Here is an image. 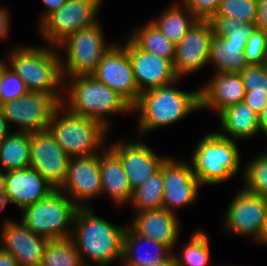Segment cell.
<instances>
[{
  "instance_id": "cell-42",
  "label": "cell",
  "mask_w": 267,
  "mask_h": 266,
  "mask_svg": "<svg viewBox=\"0 0 267 266\" xmlns=\"http://www.w3.org/2000/svg\"><path fill=\"white\" fill-rule=\"evenodd\" d=\"M4 6H0V39H6L10 33V14Z\"/></svg>"
},
{
  "instance_id": "cell-45",
  "label": "cell",
  "mask_w": 267,
  "mask_h": 266,
  "mask_svg": "<svg viewBox=\"0 0 267 266\" xmlns=\"http://www.w3.org/2000/svg\"><path fill=\"white\" fill-rule=\"evenodd\" d=\"M260 132L267 136V106L258 114Z\"/></svg>"
},
{
  "instance_id": "cell-23",
  "label": "cell",
  "mask_w": 267,
  "mask_h": 266,
  "mask_svg": "<svg viewBox=\"0 0 267 266\" xmlns=\"http://www.w3.org/2000/svg\"><path fill=\"white\" fill-rule=\"evenodd\" d=\"M130 226L140 235L163 243L172 251L179 240L180 220L177 214L164 208L136 212Z\"/></svg>"
},
{
  "instance_id": "cell-3",
  "label": "cell",
  "mask_w": 267,
  "mask_h": 266,
  "mask_svg": "<svg viewBox=\"0 0 267 266\" xmlns=\"http://www.w3.org/2000/svg\"><path fill=\"white\" fill-rule=\"evenodd\" d=\"M176 82L142 92L132 111H138V134L149 133L200 111V89L193 92L175 88Z\"/></svg>"
},
{
  "instance_id": "cell-47",
  "label": "cell",
  "mask_w": 267,
  "mask_h": 266,
  "mask_svg": "<svg viewBox=\"0 0 267 266\" xmlns=\"http://www.w3.org/2000/svg\"><path fill=\"white\" fill-rule=\"evenodd\" d=\"M5 207H6V197L4 189V180L0 175V210L3 211Z\"/></svg>"
},
{
  "instance_id": "cell-27",
  "label": "cell",
  "mask_w": 267,
  "mask_h": 266,
  "mask_svg": "<svg viewBox=\"0 0 267 266\" xmlns=\"http://www.w3.org/2000/svg\"><path fill=\"white\" fill-rule=\"evenodd\" d=\"M180 2L170 5L159 17L150 20L175 45L198 20L192 11Z\"/></svg>"
},
{
  "instance_id": "cell-17",
  "label": "cell",
  "mask_w": 267,
  "mask_h": 266,
  "mask_svg": "<svg viewBox=\"0 0 267 266\" xmlns=\"http://www.w3.org/2000/svg\"><path fill=\"white\" fill-rule=\"evenodd\" d=\"M127 53L137 83L138 97L142 92L180 80L171 60L142 50L130 37L127 38Z\"/></svg>"
},
{
  "instance_id": "cell-15",
  "label": "cell",
  "mask_w": 267,
  "mask_h": 266,
  "mask_svg": "<svg viewBox=\"0 0 267 266\" xmlns=\"http://www.w3.org/2000/svg\"><path fill=\"white\" fill-rule=\"evenodd\" d=\"M70 157L49 130L30 133V166L56 190L64 184Z\"/></svg>"
},
{
  "instance_id": "cell-48",
  "label": "cell",
  "mask_w": 267,
  "mask_h": 266,
  "mask_svg": "<svg viewBox=\"0 0 267 266\" xmlns=\"http://www.w3.org/2000/svg\"><path fill=\"white\" fill-rule=\"evenodd\" d=\"M4 60L0 59V83H1L2 78L4 76L5 69L8 67V62L6 61V58Z\"/></svg>"
},
{
  "instance_id": "cell-12",
  "label": "cell",
  "mask_w": 267,
  "mask_h": 266,
  "mask_svg": "<svg viewBox=\"0 0 267 266\" xmlns=\"http://www.w3.org/2000/svg\"><path fill=\"white\" fill-rule=\"evenodd\" d=\"M97 80L117 92L131 106L138 100V87L127 53V40L114 43L103 55L92 74Z\"/></svg>"
},
{
  "instance_id": "cell-9",
  "label": "cell",
  "mask_w": 267,
  "mask_h": 266,
  "mask_svg": "<svg viewBox=\"0 0 267 266\" xmlns=\"http://www.w3.org/2000/svg\"><path fill=\"white\" fill-rule=\"evenodd\" d=\"M102 3L103 0H68L39 24V32L49 46L58 48L74 33L99 22Z\"/></svg>"
},
{
  "instance_id": "cell-13",
  "label": "cell",
  "mask_w": 267,
  "mask_h": 266,
  "mask_svg": "<svg viewBox=\"0 0 267 266\" xmlns=\"http://www.w3.org/2000/svg\"><path fill=\"white\" fill-rule=\"evenodd\" d=\"M214 37L209 19H198L175 45L174 70L182 79L209 64L211 40Z\"/></svg>"
},
{
  "instance_id": "cell-41",
  "label": "cell",
  "mask_w": 267,
  "mask_h": 266,
  "mask_svg": "<svg viewBox=\"0 0 267 266\" xmlns=\"http://www.w3.org/2000/svg\"><path fill=\"white\" fill-rule=\"evenodd\" d=\"M243 102L259 114L267 106V97L244 96Z\"/></svg>"
},
{
  "instance_id": "cell-34",
  "label": "cell",
  "mask_w": 267,
  "mask_h": 266,
  "mask_svg": "<svg viewBox=\"0 0 267 266\" xmlns=\"http://www.w3.org/2000/svg\"><path fill=\"white\" fill-rule=\"evenodd\" d=\"M258 0H221L213 16H223L255 24Z\"/></svg>"
},
{
  "instance_id": "cell-11",
  "label": "cell",
  "mask_w": 267,
  "mask_h": 266,
  "mask_svg": "<svg viewBox=\"0 0 267 266\" xmlns=\"http://www.w3.org/2000/svg\"><path fill=\"white\" fill-rule=\"evenodd\" d=\"M225 211L222 224L229 234L260 243L266 227L267 199L241 188Z\"/></svg>"
},
{
  "instance_id": "cell-49",
  "label": "cell",
  "mask_w": 267,
  "mask_h": 266,
  "mask_svg": "<svg viewBox=\"0 0 267 266\" xmlns=\"http://www.w3.org/2000/svg\"><path fill=\"white\" fill-rule=\"evenodd\" d=\"M152 266H176V261L175 258L173 257V255L166 261L157 264V265H152Z\"/></svg>"
},
{
  "instance_id": "cell-19",
  "label": "cell",
  "mask_w": 267,
  "mask_h": 266,
  "mask_svg": "<svg viewBox=\"0 0 267 266\" xmlns=\"http://www.w3.org/2000/svg\"><path fill=\"white\" fill-rule=\"evenodd\" d=\"M120 158L132 191L144 184L167 157L158 156L155 151L140 140L118 141L109 146Z\"/></svg>"
},
{
  "instance_id": "cell-37",
  "label": "cell",
  "mask_w": 267,
  "mask_h": 266,
  "mask_svg": "<svg viewBox=\"0 0 267 266\" xmlns=\"http://www.w3.org/2000/svg\"><path fill=\"white\" fill-rule=\"evenodd\" d=\"M28 92L23 80L10 67H7L0 83V105L20 98Z\"/></svg>"
},
{
  "instance_id": "cell-8",
  "label": "cell",
  "mask_w": 267,
  "mask_h": 266,
  "mask_svg": "<svg viewBox=\"0 0 267 266\" xmlns=\"http://www.w3.org/2000/svg\"><path fill=\"white\" fill-rule=\"evenodd\" d=\"M102 30L100 22H97L74 33L58 47L62 49L60 58L63 79L92 75L95 72L103 55L114 44L106 43Z\"/></svg>"
},
{
  "instance_id": "cell-38",
  "label": "cell",
  "mask_w": 267,
  "mask_h": 266,
  "mask_svg": "<svg viewBox=\"0 0 267 266\" xmlns=\"http://www.w3.org/2000/svg\"><path fill=\"white\" fill-rule=\"evenodd\" d=\"M198 19H210L221 0H181Z\"/></svg>"
},
{
  "instance_id": "cell-14",
  "label": "cell",
  "mask_w": 267,
  "mask_h": 266,
  "mask_svg": "<svg viewBox=\"0 0 267 266\" xmlns=\"http://www.w3.org/2000/svg\"><path fill=\"white\" fill-rule=\"evenodd\" d=\"M163 208L176 214V208L190 206L199 195L200 181L190 162L168 157L162 163Z\"/></svg>"
},
{
  "instance_id": "cell-44",
  "label": "cell",
  "mask_w": 267,
  "mask_h": 266,
  "mask_svg": "<svg viewBox=\"0 0 267 266\" xmlns=\"http://www.w3.org/2000/svg\"><path fill=\"white\" fill-rule=\"evenodd\" d=\"M0 266H19L16 259L0 246Z\"/></svg>"
},
{
  "instance_id": "cell-32",
  "label": "cell",
  "mask_w": 267,
  "mask_h": 266,
  "mask_svg": "<svg viewBox=\"0 0 267 266\" xmlns=\"http://www.w3.org/2000/svg\"><path fill=\"white\" fill-rule=\"evenodd\" d=\"M40 266H84L71 238L49 240Z\"/></svg>"
},
{
  "instance_id": "cell-31",
  "label": "cell",
  "mask_w": 267,
  "mask_h": 266,
  "mask_svg": "<svg viewBox=\"0 0 267 266\" xmlns=\"http://www.w3.org/2000/svg\"><path fill=\"white\" fill-rule=\"evenodd\" d=\"M181 254L173 251L176 264L180 266H209L211 260L210 237L201 229L194 231ZM175 253V254H174Z\"/></svg>"
},
{
  "instance_id": "cell-2",
  "label": "cell",
  "mask_w": 267,
  "mask_h": 266,
  "mask_svg": "<svg viewBox=\"0 0 267 266\" xmlns=\"http://www.w3.org/2000/svg\"><path fill=\"white\" fill-rule=\"evenodd\" d=\"M60 50L56 47L20 45L8 52L6 60L26 84L29 92L53 95L60 103L64 96Z\"/></svg>"
},
{
  "instance_id": "cell-40",
  "label": "cell",
  "mask_w": 267,
  "mask_h": 266,
  "mask_svg": "<svg viewBox=\"0 0 267 266\" xmlns=\"http://www.w3.org/2000/svg\"><path fill=\"white\" fill-rule=\"evenodd\" d=\"M255 28L267 31V0H258Z\"/></svg>"
},
{
  "instance_id": "cell-43",
  "label": "cell",
  "mask_w": 267,
  "mask_h": 266,
  "mask_svg": "<svg viewBox=\"0 0 267 266\" xmlns=\"http://www.w3.org/2000/svg\"><path fill=\"white\" fill-rule=\"evenodd\" d=\"M44 4V7L46 8V11L42 13L40 16L39 24L53 11L58 10L60 7H62L68 0H41Z\"/></svg>"
},
{
  "instance_id": "cell-22",
  "label": "cell",
  "mask_w": 267,
  "mask_h": 266,
  "mask_svg": "<svg viewBox=\"0 0 267 266\" xmlns=\"http://www.w3.org/2000/svg\"><path fill=\"white\" fill-rule=\"evenodd\" d=\"M246 90L240 73H214L200 88V110L219 113L225 108L243 102Z\"/></svg>"
},
{
  "instance_id": "cell-50",
  "label": "cell",
  "mask_w": 267,
  "mask_h": 266,
  "mask_svg": "<svg viewBox=\"0 0 267 266\" xmlns=\"http://www.w3.org/2000/svg\"><path fill=\"white\" fill-rule=\"evenodd\" d=\"M260 243L267 245V214H266V227H265V230H264V233H263V236H262Z\"/></svg>"
},
{
  "instance_id": "cell-28",
  "label": "cell",
  "mask_w": 267,
  "mask_h": 266,
  "mask_svg": "<svg viewBox=\"0 0 267 266\" xmlns=\"http://www.w3.org/2000/svg\"><path fill=\"white\" fill-rule=\"evenodd\" d=\"M30 166V133L12 132L0 142V173Z\"/></svg>"
},
{
  "instance_id": "cell-21",
  "label": "cell",
  "mask_w": 267,
  "mask_h": 266,
  "mask_svg": "<svg viewBox=\"0 0 267 266\" xmlns=\"http://www.w3.org/2000/svg\"><path fill=\"white\" fill-rule=\"evenodd\" d=\"M254 28V24L245 23L225 37L212 38L209 64L214 68L213 73H240L248 65L244 48Z\"/></svg>"
},
{
  "instance_id": "cell-6",
  "label": "cell",
  "mask_w": 267,
  "mask_h": 266,
  "mask_svg": "<svg viewBox=\"0 0 267 266\" xmlns=\"http://www.w3.org/2000/svg\"><path fill=\"white\" fill-rule=\"evenodd\" d=\"M196 145L191 167L202 185L222 184L243 170L235 140L209 132Z\"/></svg>"
},
{
  "instance_id": "cell-30",
  "label": "cell",
  "mask_w": 267,
  "mask_h": 266,
  "mask_svg": "<svg viewBox=\"0 0 267 266\" xmlns=\"http://www.w3.org/2000/svg\"><path fill=\"white\" fill-rule=\"evenodd\" d=\"M130 204L137 212L163 208L162 164L144 184L133 190Z\"/></svg>"
},
{
  "instance_id": "cell-10",
  "label": "cell",
  "mask_w": 267,
  "mask_h": 266,
  "mask_svg": "<svg viewBox=\"0 0 267 266\" xmlns=\"http://www.w3.org/2000/svg\"><path fill=\"white\" fill-rule=\"evenodd\" d=\"M61 103L51 94L28 92L20 98L0 105L7 122L16 124L17 132H41L48 130L51 118Z\"/></svg>"
},
{
  "instance_id": "cell-4",
  "label": "cell",
  "mask_w": 267,
  "mask_h": 266,
  "mask_svg": "<svg viewBox=\"0 0 267 266\" xmlns=\"http://www.w3.org/2000/svg\"><path fill=\"white\" fill-rule=\"evenodd\" d=\"M62 104L71 112L94 119L108 129L113 114L132 112V106L123 97L93 75L65 78Z\"/></svg>"
},
{
  "instance_id": "cell-35",
  "label": "cell",
  "mask_w": 267,
  "mask_h": 266,
  "mask_svg": "<svg viewBox=\"0 0 267 266\" xmlns=\"http://www.w3.org/2000/svg\"><path fill=\"white\" fill-rule=\"evenodd\" d=\"M245 96L267 97V63L247 65L241 72Z\"/></svg>"
},
{
  "instance_id": "cell-20",
  "label": "cell",
  "mask_w": 267,
  "mask_h": 266,
  "mask_svg": "<svg viewBox=\"0 0 267 266\" xmlns=\"http://www.w3.org/2000/svg\"><path fill=\"white\" fill-rule=\"evenodd\" d=\"M7 204L13 203L21 211L49 196L56 190L39 172L31 167L9 170L1 174Z\"/></svg>"
},
{
  "instance_id": "cell-7",
  "label": "cell",
  "mask_w": 267,
  "mask_h": 266,
  "mask_svg": "<svg viewBox=\"0 0 267 266\" xmlns=\"http://www.w3.org/2000/svg\"><path fill=\"white\" fill-rule=\"evenodd\" d=\"M77 210L66 194L54 190L46 198L24 208L20 221L34 234L48 240L68 239L72 235Z\"/></svg>"
},
{
  "instance_id": "cell-16",
  "label": "cell",
  "mask_w": 267,
  "mask_h": 266,
  "mask_svg": "<svg viewBox=\"0 0 267 266\" xmlns=\"http://www.w3.org/2000/svg\"><path fill=\"white\" fill-rule=\"evenodd\" d=\"M101 189L99 154L71 158L66 179L59 190L78 208H90L88 201L100 197Z\"/></svg>"
},
{
  "instance_id": "cell-39",
  "label": "cell",
  "mask_w": 267,
  "mask_h": 266,
  "mask_svg": "<svg viewBox=\"0 0 267 266\" xmlns=\"http://www.w3.org/2000/svg\"><path fill=\"white\" fill-rule=\"evenodd\" d=\"M214 36L217 38L225 37L236 27H242L245 23L233 18L223 16H212L210 19Z\"/></svg>"
},
{
  "instance_id": "cell-24",
  "label": "cell",
  "mask_w": 267,
  "mask_h": 266,
  "mask_svg": "<svg viewBox=\"0 0 267 266\" xmlns=\"http://www.w3.org/2000/svg\"><path fill=\"white\" fill-rule=\"evenodd\" d=\"M101 194H108L117 206L130 203L133 191L124 171L121 158L109 147L99 153Z\"/></svg>"
},
{
  "instance_id": "cell-1",
  "label": "cell",
  "mask_w": 267,
  "mask_h": 266,
  "mask_svg": "<svg viewBox=\"0 0 267 266\" xmlns=\"http://www.w3.org/2000/svg\"><path fill=\"white\" fill-rule=\"evenodd\" d=\"M125 229L126 226L111 224L97 216L91 208H78L71 239L84 266H110L115 260L122 261ZM83 257L95 265H87Z\"/></svg>"
},
{
  "instance_id": "cell-33",
  "label": "cell",
  "mask_w": 267,
  "mask_h": 266,
  "mask_svg": "<svg viewBox=\"0 0 267 266\" xmlns=\"http://www.w3.org/2000/svg\"><path fill=\"white\" fill-rule=\"evenodd\" d=\"M262 153L248 162L242 170V188L267 199V150Z\"/></svg>"
},
{
  "instance_id": "cell-36",
  "label": "cell",
  "mask_w": 267,
  "mask_h": 266,
  "mask_svg": "<svg viewBox=\"0 0 267 266\" xmlns=\"http://www.w3.org/2000/svg\"><path fill=\"white\" fill-rule=\"evenodd\" d=\"M248 65L267 63V31L254 28L244 48Z\"/></svg>"
},
{
  "instance_id": "cell-18",
  "label": "cell",
  "mask_w": 267,
  "mask_h": 266,
  "mask_svg": "<svg viewBox=\"0 0 267 266\" xmlns=\"http://www.w3.org/2000/svg\"><path fill=\"white\" fill-rule=\"evenodd\" d=\"M2 224L0 246L16 259L19 266H40L49 240L34 234L21 221L8 218Z\"/></svg>"
},
{
  "instance_id": "cell-26",
  "label": "cell",
  "mask_w": 267,
  "mask_h": 266,
  "mask_svg": "<svg viewBox=\"0 0 267 266\" xmlns=\"http://www.w3.org/2000/svg\"><path fill=\"white\" fill-rule=\"evenodd\" d=\"M221 131L218 135L239 141L260 133L258 114L244 102L229 106L218 113Z\"/></svg>"
},
{
  "instance_id": "cell-5",
  "label": "cell",
  "mask_w": 267,
  "mask_h": 266,
  "mask_svg": "<svg viewBox=\"0 0 267 266\" xmlns=\"http://www.w3.org/2000/svg\"><path fill=\"white\" fill-rule=\"evenodd\" d=\"M48 130L65 153L73 158L99 154L106 147L104 142L110 129L94 119L71 112L61 103Z\"/></svg>"
},
{
  "instance_id": "cell-25",
  "label": "cell",
  "mask_w": 267,
  "mask_h": 266,
  "mask_svg": "<svg viewBox=\"0 0 267 266\" xmlns=\"http://www.w3.org/2000/svg\"><path fill=\"white\" fill-rule=\"evenodd\" d=\"M144 245H150L153 253L143 251ZM145 249V248H144ZM173 251L163 243L138 234L130 225L126 227L123 235L122 266H152L168 260Z\"/></svg>"
},
{
  "instance_id": "cell-29",
  "label": "cell",
  "mask_w": 267,
  "mask_h": 266,
  "mask_svg": "<svg viewBox=\"0 0 267 266\" xmlns=\"http://www.w3.org/2000/svg\"><path fill=\"white\" fill-rule=\"evenodd\" d=\"M142 50L148 51L173 62L175 44L156 27L151 21L136 28L129 36Z\"/></svg>"
},
{
  "instance_id": "cell-46",
  "label": "cell",
  "mask_w": 267,
  "mask_h": 266,
  "mask_svg": "<svg viewBox=\"0 0 267 266\" xmlns=\"http://www.w3.org/2000/svg\"><path fill=\"white\" fill-rule=\"evenodd\" d=\"M10 126L7 120L4 118L0 111V140H2L5 136L10 135L12 132L10 131Z\"/></svg>"
}]
</instances>
